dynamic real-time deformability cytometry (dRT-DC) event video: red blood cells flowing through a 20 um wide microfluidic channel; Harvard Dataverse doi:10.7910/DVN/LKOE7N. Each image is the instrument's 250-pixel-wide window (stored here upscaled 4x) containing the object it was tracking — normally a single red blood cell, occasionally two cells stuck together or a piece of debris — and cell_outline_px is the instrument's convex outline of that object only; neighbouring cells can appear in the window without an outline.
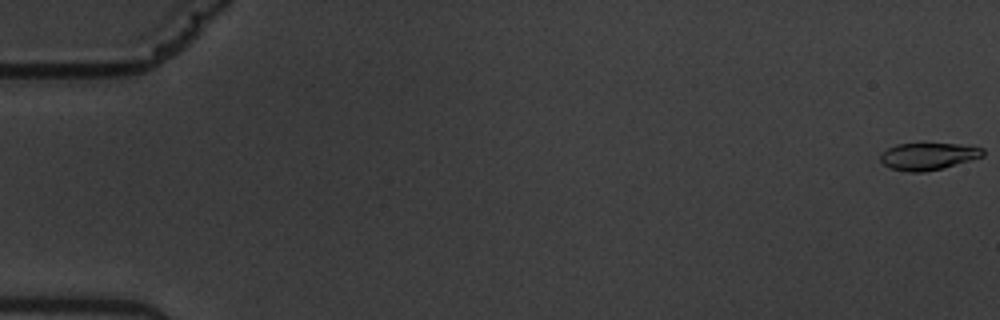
{"species": "common noctule bat (a hibernating species)", "species_latin": "Nyctalus noctula", "temperature_condition": "warm", "stored_images_in_passage": 15, "camera_frame_rate_fps": 3000, "um_per_image_px": 0.085, "animal": {"sex": "male", "body_mass_g": 19.5, "forearm_length_mm": 54.6}, "frame": {"image": 1, "passage_image": 1, "time_ms": 0.0, "image_size_px": [1000, 320], "cell_outline_px": [[984, 156], [944, 168], [924, 172], [908, 172], [892, 168], [884, 164], [880, 160], [880, 156], [888, 148], [896, 144], [956, 144], [984, 148]], "centroid_in_image_um": [78.91, 13.29], "position_along_channel_um": 6.1, "area_um2": 16.01}}
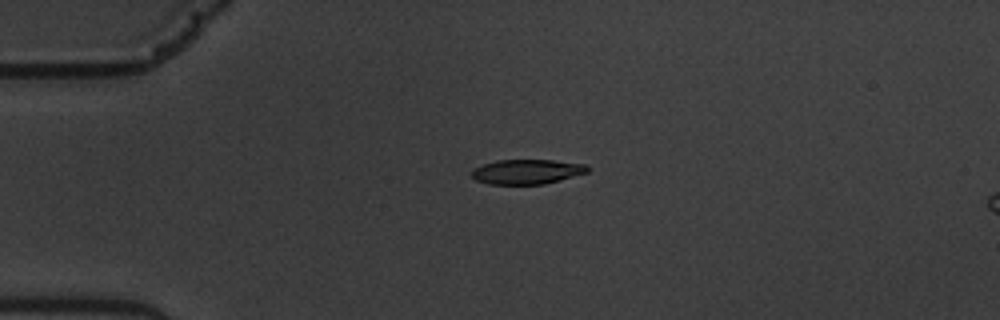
{"frame": {"image": 2, "passage_image": 15, "time_ms": 4.667, "image_size_px": [1000, 320], "cell_outline_px": [[588, 172], [560, 180], [544, 184], [488, 184], [476, 180], [468, 172], [484, 164], [496, 160], [552, 160], [584, 164], [588, 168]], "centroid_in_image_um": [44.75, 14.6], "position_along_channel_um": 40.2, "area_um2": 16.59}}